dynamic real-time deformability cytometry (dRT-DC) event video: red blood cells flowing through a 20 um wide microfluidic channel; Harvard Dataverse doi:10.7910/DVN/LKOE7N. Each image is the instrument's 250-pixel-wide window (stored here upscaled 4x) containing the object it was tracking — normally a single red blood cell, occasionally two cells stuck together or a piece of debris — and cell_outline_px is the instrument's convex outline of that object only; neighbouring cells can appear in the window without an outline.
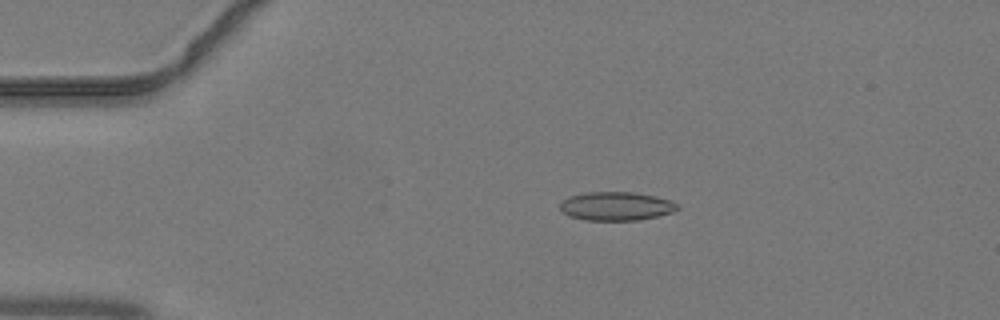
{"species": "common noctule bat (a hibernating species)", "species_latin": "Nyctalus noctula", "temperature_condition": "warm", "stored_images_in_passage": 44, "camera_frame_rate_fps": 3000, "um_per_image_px": 0.085, "animal": {"sex": "male", "body_mass_g": 19.2, "forearm_length_mm": 51.8}, "frame": {"image": 1, "passage_image": 9, "time_ms": 2.667, "image_size_px": [1000, 320], "cell_outline_px": [[680, 208], [672, 212], [640, 220], [584, 220], [568, 216], [560, 208], [560, 204], [568, 196], [588, 192], [632, 192], [656, 196], [680, 204]], "centroid_in_image_um": [52.38, 17.52], "position_along_channel_um": 32.6, "area_um2": 19.59}}
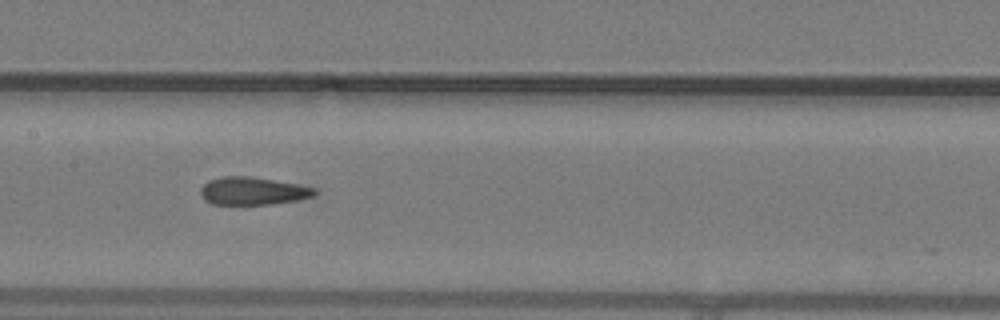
{"frame": {"image": 2, "passage_image": 22, "time_ms": 7.0, "image_size_px": [1000, 320], "cell_outline_px": [[316, 192], [312, 196], [296, 200], [272, 204], [212, 204], [204, 200], [200, 192], [200, 188], [208, 180], [224, 176], [248, 176], [296, 184], [316, 188]], "centroid_in_image_um": [21.44, 16.23], "position_along_channel_um": 186.0, "area_um2": 18.26}}
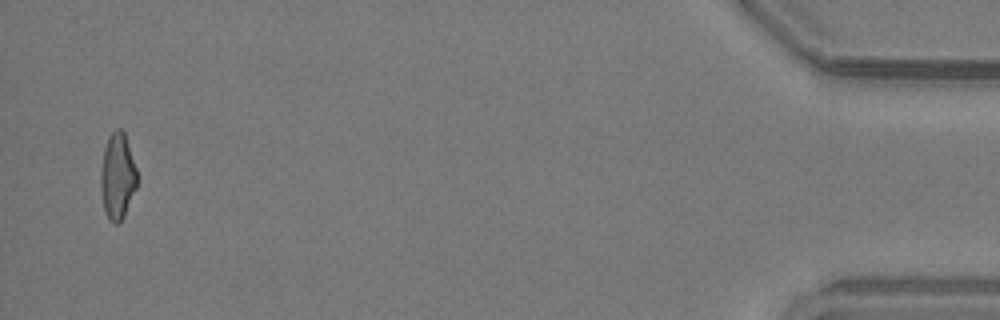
{"frame": {"image": 3, "passage_image": 43, "time_ms": 14.0, "image_size_px": [1000, 320], "cell_outline_px": [[136, 188], [124, 216], [116, 224], [108, 216], [104, 208], [100, 188], [100, 172], [104, 148], [108, 136], [116, 128], [120, 128], [124, 132], [136, 168]], "centroid_in_image_um": [9.97, 14.94], "position_along_channel_um": 425.2, "area_um2": 17.98}}